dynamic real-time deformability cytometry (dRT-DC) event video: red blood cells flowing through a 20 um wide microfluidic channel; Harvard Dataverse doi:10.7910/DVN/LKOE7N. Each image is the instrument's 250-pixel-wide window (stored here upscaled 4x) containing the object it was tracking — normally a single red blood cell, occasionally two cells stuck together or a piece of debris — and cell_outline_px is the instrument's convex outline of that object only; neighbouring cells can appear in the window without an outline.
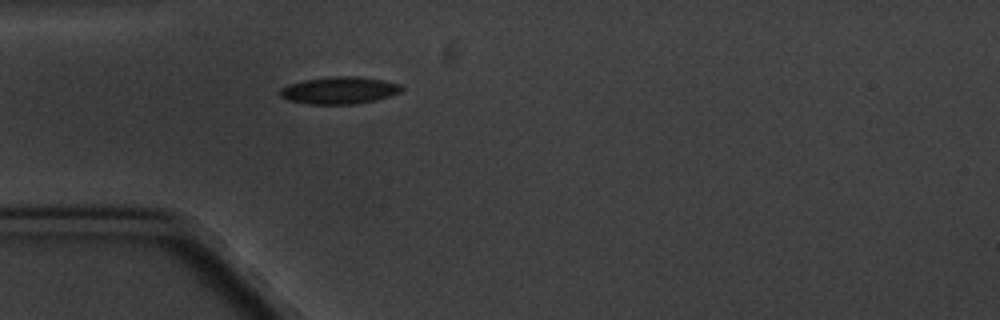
{"species": "common noctule bat (a hibernating species)", "species_latin": "Nyctalus noctula", "temperature_condition": "cold", "stored_images_in_passage": 1, "camera_frame_rate_fps": 3000, "um_per_image_px": 0.085, "animal": {"sex": "male", "body_mass_g": 20.1, "forearm_length_mm": 53.5}, "frame": {"image": 1, "passage_image": 1, "time_ms": 0.0, "image_size_px": [1000, 320], "cell_outline_px": [[404, 88], [400, 92], [376, 100], [356, 104], [308, 104], [288, 100], [280, 96], [280, 88], [288, 84], [304, 80], [328, 76], [356, 76], [384, 80], [400, 84]], "centroid_in_image_um": [28.83, 7.67], "position_along_channel_um": 56.2, "area_um2": 19.36}}